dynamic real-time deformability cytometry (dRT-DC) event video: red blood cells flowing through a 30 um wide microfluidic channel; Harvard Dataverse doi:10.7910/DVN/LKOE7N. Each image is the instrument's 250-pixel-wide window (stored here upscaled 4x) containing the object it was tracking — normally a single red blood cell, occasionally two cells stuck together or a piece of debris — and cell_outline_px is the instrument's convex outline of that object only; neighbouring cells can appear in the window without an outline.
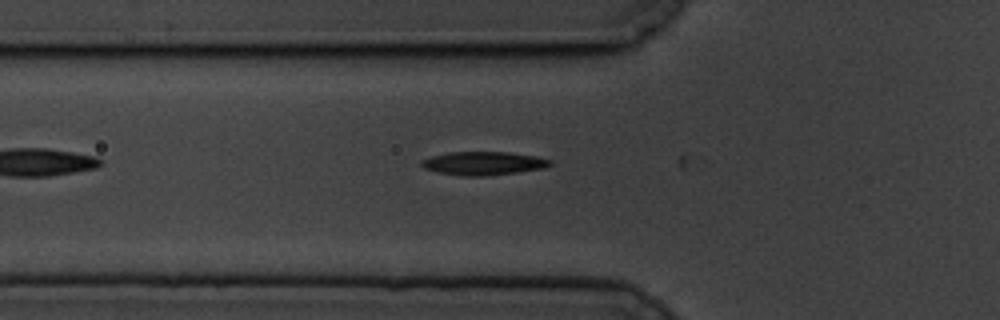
{"species": "common noctule bat (a hibernating species)", "species_latin": "Nyctalus noctula", "temperature_condition": "cold", "stored_images_in_passage": 4, "camera_frame_rate_fps": 3000, "um_per_image_px": 0.085, "animal": {"sex": "male", "body_mass_g": 19.5, "forearm_length_mm": 54.6}, "frame": {"image": 1, "passage_image": 2, "time_ms": 0.333, "image_size_px": [1000, 320], "cell_outline_px": [[552, 164], [540, 168], [516, 172], [484, 176], [460, 176], [440, 172], [424, 168], [420, 164], [420, 160], [432, 156], [448, 152], [508, 152], [536, 156], [552, 160]], "centroid_in_image_um": [41.05, 13.87], "position_along_channel_um": 84.7, "area_um2": 17.4}}